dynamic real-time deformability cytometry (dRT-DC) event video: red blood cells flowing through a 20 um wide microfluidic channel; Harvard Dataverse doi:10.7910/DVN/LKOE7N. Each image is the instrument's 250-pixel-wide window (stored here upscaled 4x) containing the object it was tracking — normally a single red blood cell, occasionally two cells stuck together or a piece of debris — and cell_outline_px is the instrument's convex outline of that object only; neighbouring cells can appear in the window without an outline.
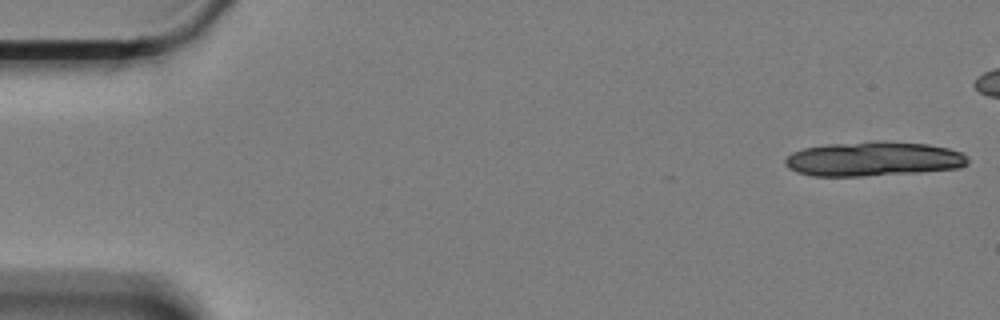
{"species": "Egyptian fruit bat (a non-hibernating species)", "species_latin": "Rousettus aegyptiacus", "temperature_condition": "cold", "stored_images_in_passage": 11, "camera_frame_rate_fps": 3000, "um_per_image_px": 0.085, "animal": {"sex": "female"}, "frame": {"image": 1, "passage_image": 1, "time_ms": 0.0, "image_size_px": [1000, 320], "cell_outline_px": [[968, 164], [960, 168], [920, 172], [864, 176], [812, 176], [796, 172], [788, 168], [784, 164], [784, 160], [792, 152], [804, 148], [828, 144], [872, 140], [884, 140], [928, 144], [948, 148], [960, 152], [968, 156]], "centroid_in_image_um": [74.24, 13.5], "position_along_channel_um": 10.8, "area_um2": 37.22}}